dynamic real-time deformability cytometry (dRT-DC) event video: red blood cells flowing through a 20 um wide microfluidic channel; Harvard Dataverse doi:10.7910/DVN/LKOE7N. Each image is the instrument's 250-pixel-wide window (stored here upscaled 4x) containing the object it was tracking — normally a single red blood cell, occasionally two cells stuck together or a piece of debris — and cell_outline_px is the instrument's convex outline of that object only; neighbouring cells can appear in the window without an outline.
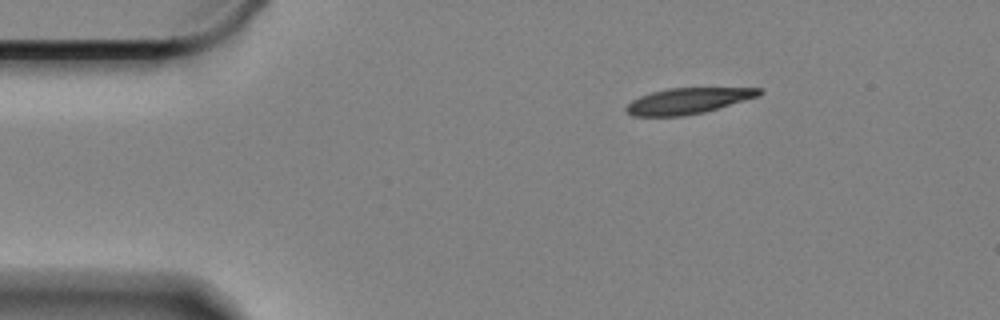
{"species": "Egyptian fruit bat (a non-hibernating species)", "species_latin": "Rousettus aegyptiacus", "temperature_condition": "cold", "stored_images_in_passage": 51, "camera_frame_rate_fps": 3000, "um_per_image_px": 0.085, "animal": {"sex": "female"}, "frame": {"image": 1, "passage_image": 1, "time_ms": 0.0, "image_size_px": [1000, 320], "cell_outline_px": [[764, 92], [760, 96], [704, 112], [680, 116], [632, 116], [624, 108], [632, 100], [640, 96], [652, 92], [668, 88], [764, 88]], "centroid_in_image_um": [58.5, 8.57], "position_along_channel_um": 26.5, "area_um2": 20.0}}
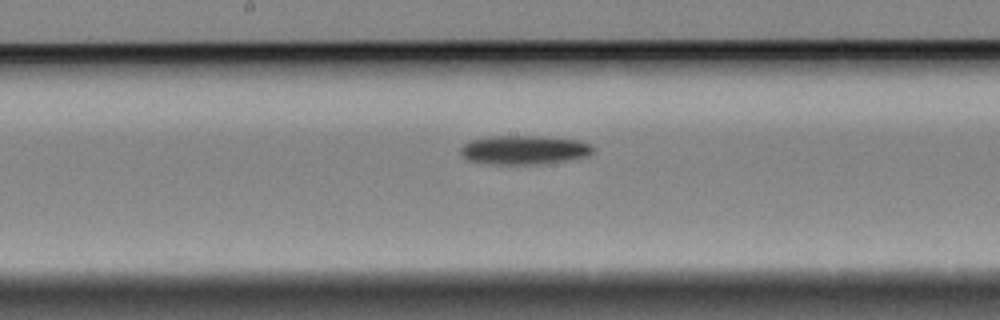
{"frame": {"image": 2, "passage_image": 22, "time_ms": 7.0, "image_size_px": [1000, 320], "cell_outline_px": [[596, 148], [588, 156], [568, 160], [544, 164], [496, 164], [468, 160], [460, 152], [460, 148], [464, 144], [472, 140], [488, 136], [540, 136], [580, 140], [592, 144]], "centroid_in_image_um": [44.62, 12.73], "position_along_channel_um": 203.6, "area_um2": 22.48}}
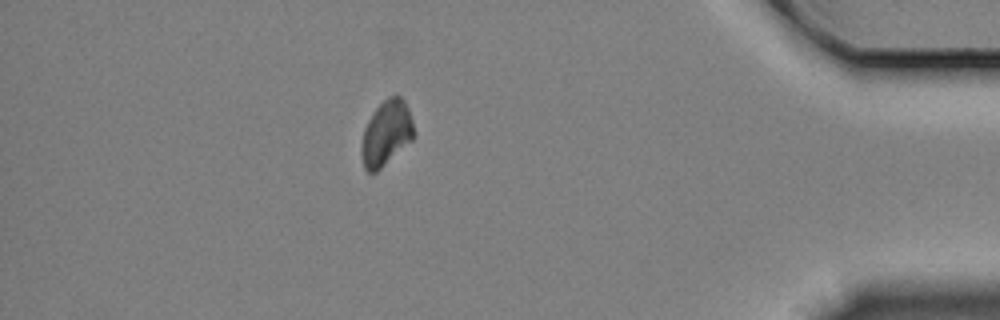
{"frame": {"image": 3, "passage_image": 44, "time_ms": 14.333, "image_size_px": [1000, 320], "cell_outline_px": [[412, 140], [376, 172], [368, 172], [364, 168], [360, 152], [360, 148], [364, 128], [368, 120], [376, 108], [388, 96], [396, 92], [404, 100], [408, 108], [412, 120]], "centroid_in_image_um": [32.8, 11.3], "position_along_channel_um": 402.4, "area_um2": 19.77}, "authors_computed_cell_mechanics": {"area_um2": 20.808, "velocity_mm_per_s": 3.3158, "shape_relaxation_time_tau1_ms": 3.7035, "shape_relaxation_time_tau2_ms": null, "deformation_change_tau1": 0.0994, "deformation_change_tau2": null}}